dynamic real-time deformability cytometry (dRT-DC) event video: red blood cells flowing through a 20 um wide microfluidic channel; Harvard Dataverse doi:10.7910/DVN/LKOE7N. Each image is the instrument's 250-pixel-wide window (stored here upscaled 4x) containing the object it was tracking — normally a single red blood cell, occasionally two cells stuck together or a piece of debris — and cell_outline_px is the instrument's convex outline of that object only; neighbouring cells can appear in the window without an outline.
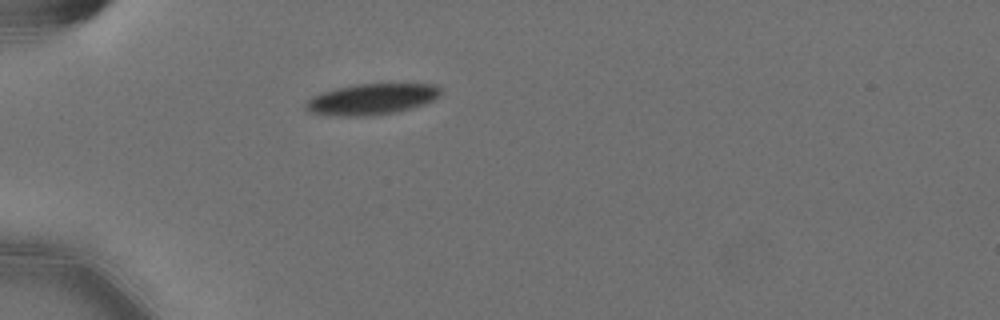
{"species": "Egyptian fruit bat (a non-hibernating species)", "species_latin": "Rousettus aegyptiacus", "temperature_condition": "cold", "stored_images_in_passage": 41, "camera_frame_rate_fps": 3000, "um_per_image_px": 0.085, "animal": {"sex": "female"}, "frame": {"image": 1, "passage_image": 1, "time_ms": 0.0, "image_size_px": [1000, 320], "cell_outline_px": [[440, 96], [424, 104], [392, 112], [360, 116], [344, 116], [304, 112], [304, 104], [312, 96], [320, 92], [336, 88], [356, 84], [436, 84], [440, 88]], "centroid_in_image_um": [31.52, 8.42], "position_along_channel_um": 53.5, "area_um2": 24.16}}
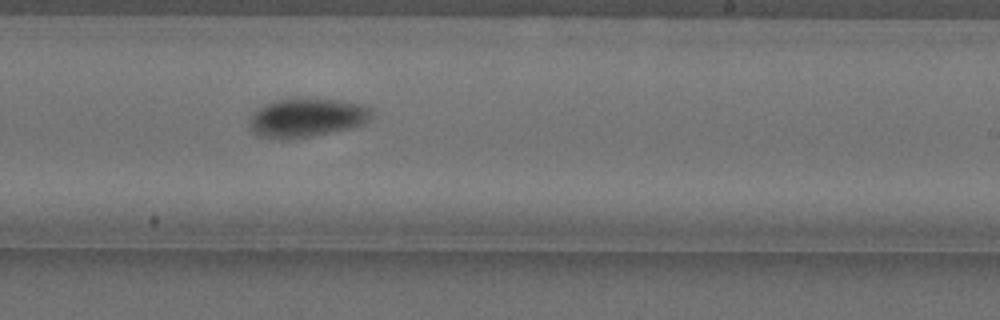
{"frame": {"image": 2, "passage_image": 20, "time_ms": 6.333, "image_size_px": [1000, 320], "cell_outline_px": [[372, 116], [364, 124], [352, 128], [312, 136], [256, 136], [248, 128], [248, 124], [256, 108], [276, 100], [296, 96], [336, 100], [364, 104], [372, 108]], "centroid_in_image_um": [26.11, 9.94], "position_along_channel_um": 262.9, "area_um2": 27.69}}
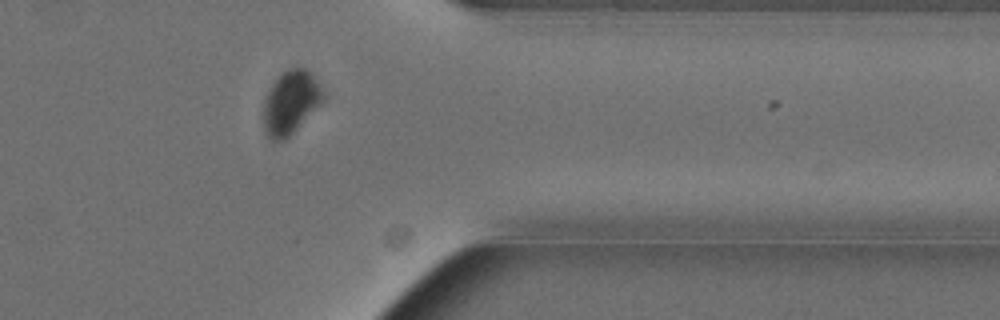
{"frame": {"image": 3, "passage_image": 31, "time_ms": 10.0, "image_size_px": [1000, 320], "cell_outline_px": [[328, 96], [284, 140], [272, 140], [268, 136], [264, 128], [264, 100], [276, 76], [288, 68], [308, 68], [312, 72]], "centroid_in_image_um": [24.74, 8.64], "position_along_channel_um": 386.7, "area_um2": 22.02}, "authors_computed_cell_mechanics": {"area_um2": 25.8366, "velocity_mm_per_s": 3.5695, "shape_relaxation_time_tau1_ms": 3.7295, "shape_relaxation_time_tau2_ms": null, "deformation_change_tau1": 0.1296, "deformation_change_tau2": null}}